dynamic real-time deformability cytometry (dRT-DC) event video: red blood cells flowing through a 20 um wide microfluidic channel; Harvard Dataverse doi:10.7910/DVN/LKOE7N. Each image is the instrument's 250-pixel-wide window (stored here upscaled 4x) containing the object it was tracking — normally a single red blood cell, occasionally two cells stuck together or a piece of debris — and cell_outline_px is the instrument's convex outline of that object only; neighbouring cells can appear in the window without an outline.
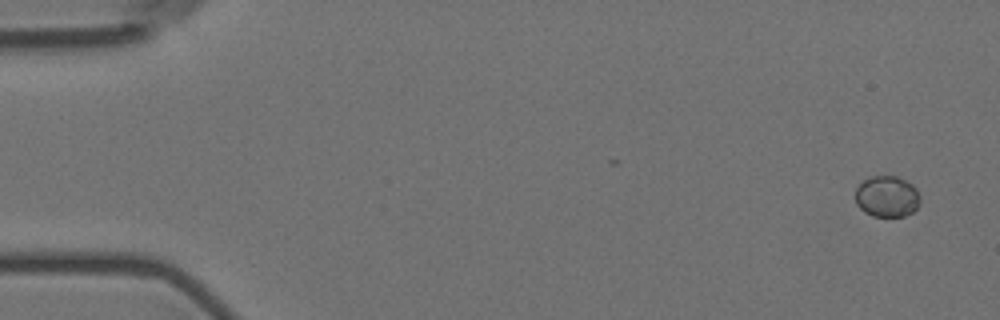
{"species": "Egyptian fruit bat (a non-hibernating species)", "species_latin": "Rousettus aegyptiacus", "temperature_condition": "room temperature", "stored_images_in_passage": 6, "camera_frame_rate_fps": 3000, "um_per_image_px": 0.085, "animal": {"sex": "female"}, "frame": {"image": 1, "passage_image": 1, "time_ms": 0.0, "image_size_px": [1000, 320], "cell_outline_px": [[920, 204], [912, 212], [904, 216], [872, 216], [864, 212], [856, 204], [856, 188], [864, 180], [872, 176], [896, 176], [912, 184], [916, 188], [920, 196]], "centroid_in_image_um": [75.4, 16.71], "position_along_channel_um": 9.6, "area_um2": 15.55}}